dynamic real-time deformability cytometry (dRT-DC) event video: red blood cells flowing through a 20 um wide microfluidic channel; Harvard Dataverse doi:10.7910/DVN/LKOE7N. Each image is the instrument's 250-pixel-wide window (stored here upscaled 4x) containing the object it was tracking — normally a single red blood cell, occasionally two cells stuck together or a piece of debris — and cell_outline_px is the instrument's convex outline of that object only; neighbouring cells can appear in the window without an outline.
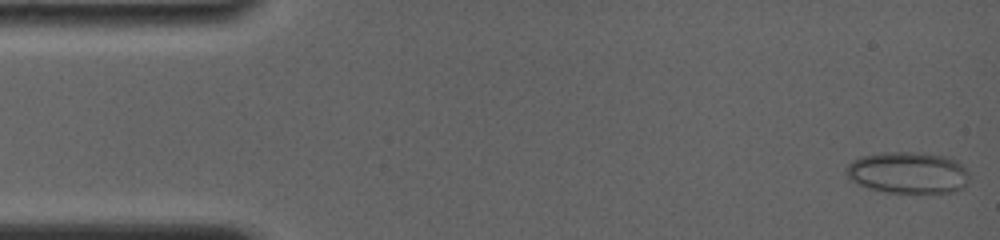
{"species": "common noctule bat (a hibernating species)", "species_latin": "Nyctalus noctula", "temperature_condition": "room temperature", "stored_images_in_passage": 28, "camera_frame_rate_fps": 4000, "um_per_image_px": 0.085, "animal": {"sex": "female", "body_mass_g": 19.0, "forearm_length_mm": 56.7}, "frame": {"image": 1, "passage_image": 1, "time_ms": 0.0, "image_size_px": [1000, 240], "cell_outline_px": [[968, 184], [964, 188], [956, 192], [884, 192], [868, 188], [852, 180], [844, 172], [844, 168], [852, 160], [860, 156], [880, 152], [924, 152], [948, 156], [960, 160], [968, 172]], "centroid_in_image_um": [77.21, 14.65], "position_along_channel_um": 7.8, "area_um2": 30.46}}
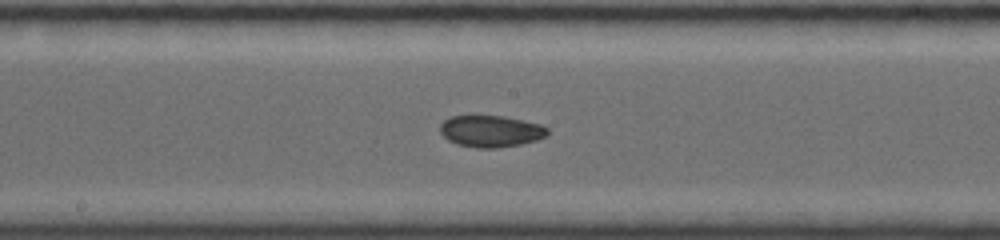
{"frame": {"image": 2, "passage_image": 15, "time_ms": 8.25, "image_size_px": [1000, 240], "cell_outline_px": [[548, 136], [536, 140], [520, 144], [496, 148], [476, 148], [456, 144], [448, 140], [440, 132], [440, 124], [444, 120], [452, 116], [504, 116], [524, 120], [540, 124], [548, 128]], "centroid_in_image_um": [41.73, 11.15], "position_along_channel_um": 206.5, "area_um2": 19.88}}
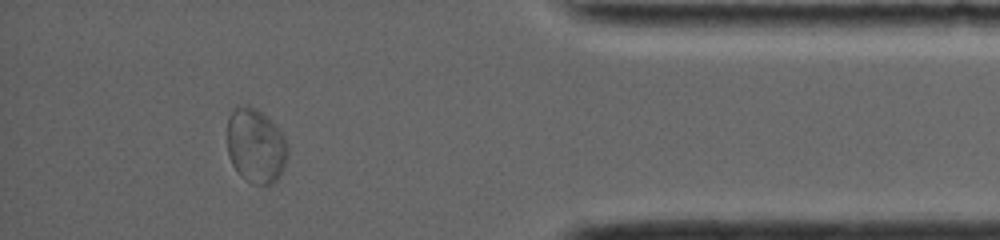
{"frame": {"image": 3, "passage_image": 25, "time_ms": 14.25, "image_size_px": [1000, 240], "cell_outline_px": [[288, 156], [284, 168], [276, 180], [272, 184], [252, 184], [240, 176], [232, 164], [228, 156], [228, 116], [232, 108], [244, 104], [248, 104], [256, 108], [284, 136], [288, 144]], "centroid_in_image_um": [21.72, 12.4], "position_along_channel_um": 413.5, "area_um2": 26.36}, "authors_computed_cell_mechanics": {"area_um2": 21.4149, "velocity_mm_per_s": 3.8542, "shape_relaxation_time_tau1_ms": 7.7206, "shape_relaxation_time_tau2_ms": 1.6156, "deformation_change_tau1": 0.125, "deformation_change_tau2": 0.0383}}